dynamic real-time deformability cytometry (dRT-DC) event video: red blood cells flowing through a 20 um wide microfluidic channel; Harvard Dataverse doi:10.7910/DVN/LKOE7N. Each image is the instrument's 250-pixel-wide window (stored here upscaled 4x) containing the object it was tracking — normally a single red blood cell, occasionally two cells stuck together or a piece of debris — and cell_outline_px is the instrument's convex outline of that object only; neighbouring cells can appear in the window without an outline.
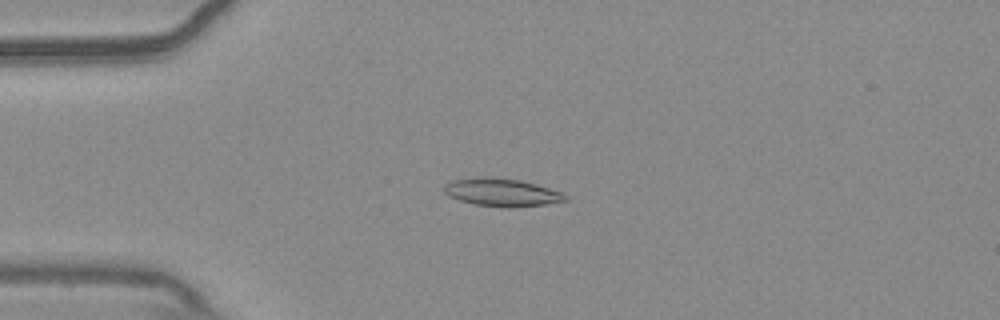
{"species": "common noctule bat (a hibernating species)", "species_latin": "Nyctalus noctula", "temperature_condition": "warm", "stored_images_in_passage": 55, "camera_frame_rate_fps": 3000, "um_per_image_px": 0.085, "animal": {"sex": "male", "body_mass_g": 20.4}, "frame": {"image": 1, "passage_image": 14, "time_ms": 4.333, "image_size_px": [1000, 320], "cell_outline_px": [[568, 200], [544, 204], [512, 208], [508, 208], [476, 204], [460, 200], [448, 196], [444, 192], [444, 184], [452, 180], [480, 176], [492, 176], [520, 180], [536, 184], [564, 192], [568, 196]], "centroid_in_image_um": [42.66, 16.34], "position_along_channel_um": 42.3, "area_um2": 19.94}}
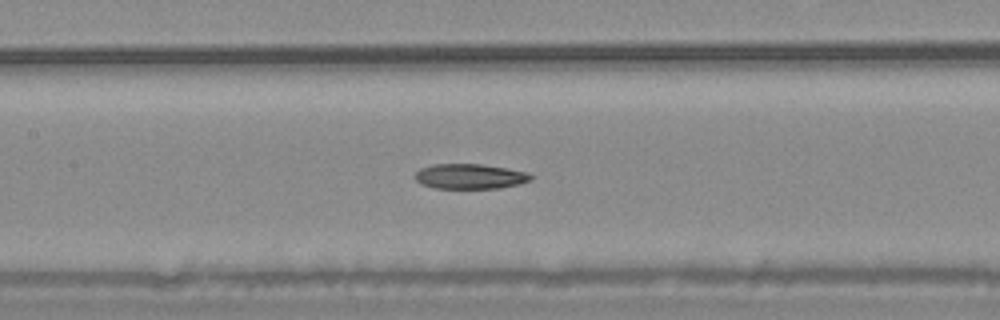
{"frame": {"image": 2, "passage_image": 26, "time_ms": 8.333, "image_size_px": [1000, 320], "cell_outline_px": [[536, 176], [532, 180], [520, 184], [500, 188], [432, 188], [420, 184], [416, 180], [416, 172], [420, 168], [432, 164], [480, 164], [528, 172]], "centroid_in_image_um": [39.97, 15.0], "position_along_channel_um": 167.4, "area_um2": 17.05}}
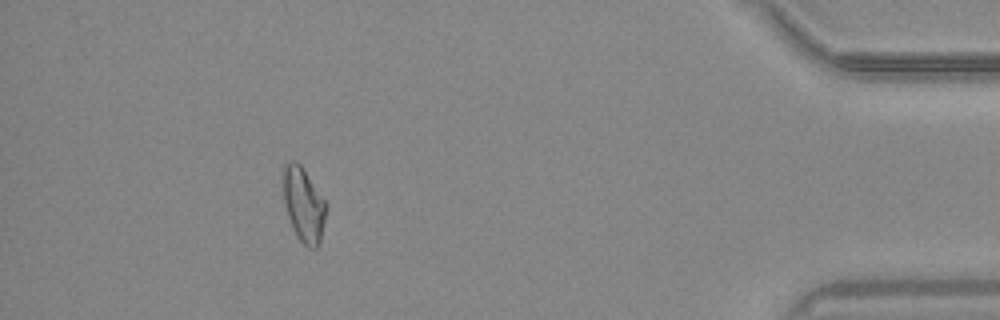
{"frame": {"image": 3, "passage_image": 50, "time_ms": 16.333, "image_size_px": [1000, 320], "cell_outline_px": [[328, 208], [320, 240], [316, 248], [308, 248], [296, 236], [288, 216], [284, 204], [284, 164], [292, 160], [300, 164], [328, 204]], "centroid_in_image_um": [25.83, 17.41], "position_along_channel_um": 409.4, "area_um2": 18.5}}